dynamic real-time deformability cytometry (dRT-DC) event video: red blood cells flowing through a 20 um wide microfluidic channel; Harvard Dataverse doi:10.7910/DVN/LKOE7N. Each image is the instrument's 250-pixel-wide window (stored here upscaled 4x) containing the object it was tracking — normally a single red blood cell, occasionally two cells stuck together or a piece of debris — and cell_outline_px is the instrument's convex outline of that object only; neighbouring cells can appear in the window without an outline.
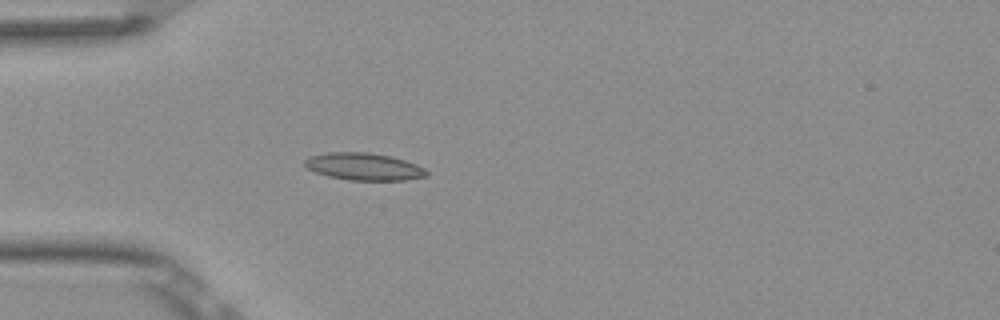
{"species": "Egyptian fruit bat (a non-hibernating species)", "species_latin": "Rousettus aegyptiacus", "temperature_condition": "room temperature", "stored_images_in_passage": 5, "camera_frame_rate_fps": 3000, "um_per_image_px": 0.085, "frame": {"image": 1, "passage_image": 5, "time_ms": 1.333, "image_size_px": [1000, 320], "cell_outline_px": [[428, 176], [404, 180], [348, 180], [328, 176], [316, 172], [308, 168], [304, 164], [304, 160], [308, 156], [328, 152], [368, 152], [392, 156], [416, 164], [424, 168], [428, 172]], "centroid_in_image_um": [30.92, 14.15], "position_along_channel_um": 54.1, "area_um2": 19.42}}